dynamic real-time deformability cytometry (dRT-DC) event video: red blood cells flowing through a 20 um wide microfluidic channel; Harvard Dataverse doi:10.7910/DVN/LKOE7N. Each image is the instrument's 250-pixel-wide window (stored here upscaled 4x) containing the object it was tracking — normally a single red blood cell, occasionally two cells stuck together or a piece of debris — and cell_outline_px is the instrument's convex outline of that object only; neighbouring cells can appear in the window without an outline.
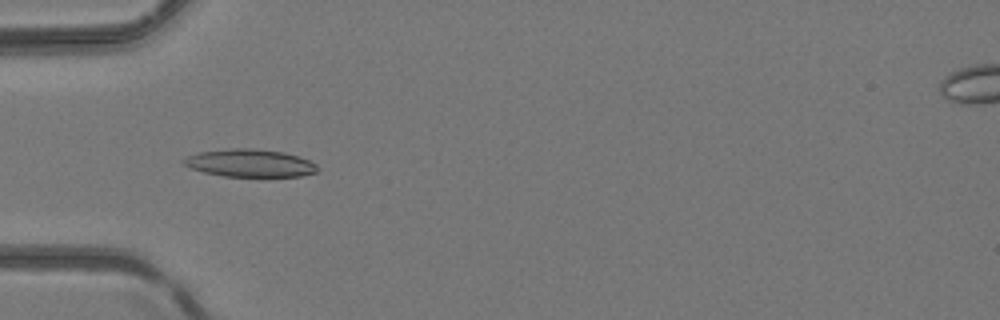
{"species": "common noctule bat (a hibernating species)", "species_latin": "Nyctalus noctula", "temperature_condition": "room temperature", "stored_images_in_passage": 5, "camera_frame_rate_fps": 3000, "um_per_image_px": 0.085, "animal": {"sex": "female", "body_mass_g": 24.6, "forearm_length_mm": 56.2}, "frame": {"image": 1, "passage_image": 3, "time_ms": 0.667, "image_size_px": [1000, 320], "cell_outline_px": [[320, 168], [316, 172], [300, 176], [224, 176], [204, 172], [192, 168], [184, 164], [180, 160], [196, 152], [232, 148], [252, 148], [284, 152], [308, 160], [316, 164]], "centroid_in_image_um": [21.23, 13.85], "position_along_channel_um": 63.8, "area_um2": 21.5}}